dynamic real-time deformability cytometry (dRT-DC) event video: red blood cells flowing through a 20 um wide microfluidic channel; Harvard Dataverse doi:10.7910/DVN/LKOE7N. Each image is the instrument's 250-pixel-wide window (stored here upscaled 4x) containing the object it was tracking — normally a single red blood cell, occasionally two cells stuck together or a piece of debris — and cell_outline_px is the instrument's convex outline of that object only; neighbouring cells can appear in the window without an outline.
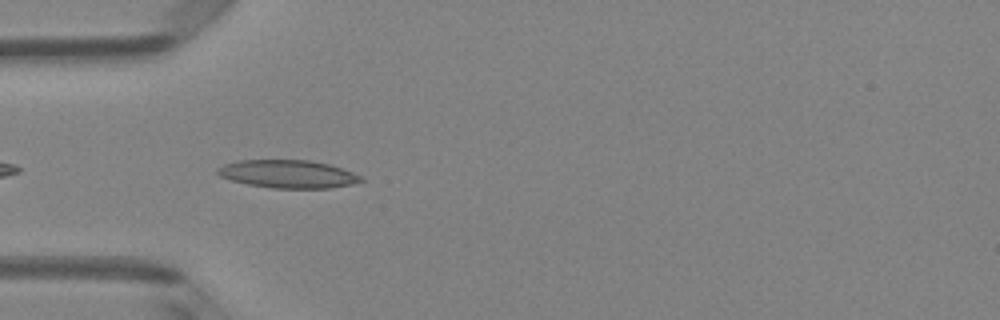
{"species": "Egyptian fruit bat (a non-hibernating species)", "species_latin": "Rousettus aegyptiacus", "temperature_condition": "room temperature", "stored_images_in_passage": 6, "camera_frame_rate_fps": 3000, "um_per_image_px": 0.085, "animal": {"sex": "female"}, "frame": {"image": 1, "passage_image": 5, "time_ms": 1.333, "image_size_px": [1000, 320], "cell_outline_px": [[364, 180], [352, 184], [328, 188], [272, 188], [248, 184], [232, 180], [220, 176], [216, 172], [216, 168], [224, 164], [240, 160], [308, 160], [328, 164], [364, 176]], "centroid_in_image_um": [24.47, 14.79], "position_along_channel_um": 60.5, "area_um2": 23.29}}
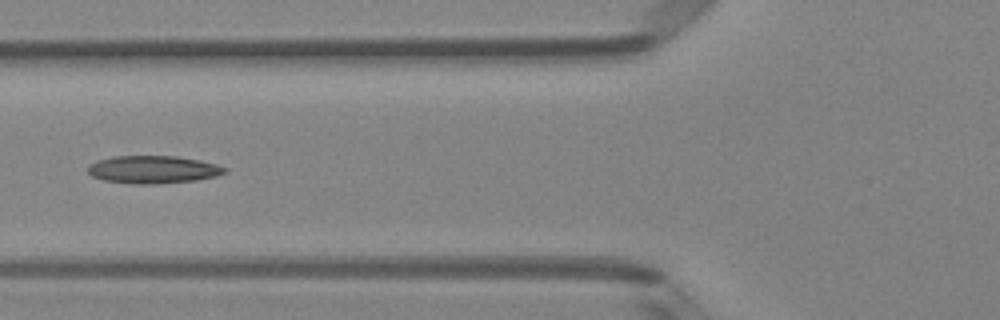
{"frame": {"image": 2, "passage_image": 6, "time_ms": 1.667, "image_size_px": [1000, 320], "cell_outline_px": [[228, 172], [216, 176], [196, 180], [156, 184], [132, 184], [104, 180], [92, 176], [88, 172], [88, 164], [96, 160], [112, 156], [176, 156], [200, 160], [216, 164], [228, 168]], "centroid_in_image_um": [13.01, 14.41], "position_along_channel_um": 112.8, "area_um2": 22.31}}